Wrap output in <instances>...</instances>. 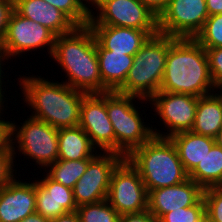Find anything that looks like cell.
<instances>
[{
  "mask_svg": "<svg viewBox=\"0 0 222 222\" xmlns=\"http://www.w3.org/2000/svg\"><path fill=\"white\" fill-rule=\"evenodd\" d=\"M58 146V160L93 158L98 153L97 148L80 126L59 129Z\"/></svg>",
  "mask_w": 222,
  "mask_h": 222,
  "instance_id": "603a6c76",
  "label": "cell"
},
{
  "mask_svg": "<svg viewBox=\"0 0 222 222\" xmlns=\"http://www.w3.org/2000/svg\"><path fill=\"white\" fill-rule=\"evenodd\" d=\"M159 91L198 97L217 91L206 51L194 38H176L169 46Z\"/></svg>",
  "mask_w": 222,
  "mask_h": 222,
  "instance_id": "3957f363",
  "label": "cell"
},
{
  "mask_svg": "<svg viewBox=\"0 0 222 222\" xmlns=\"http://www.w3.org/2000/svg\"><path fill=\"white\" fill-rule=\"evenodd\" d=\"M199 222H213L207 215H205Z\"/></svg>",
  "mask_w": 222,
  "mask_h": 222,
  "instance_id": "b9f144b4",
  "label": "cell"
},
{
  "mask_svg": "<svg viewBox=\"0 0 222 222\" xmlns=\"http://www.w3.org/2000/svg\"><path fill=\"white\" fill-rule=\"evenodd\" d=\"M51 222H81L76 211L67 212L51 220Z\"/></svg>",
  "mask_w": 222,
  "mask_h": 222,
  "instance_id": "f35d334b",
  "label": "cell"
},
{
  "mask_svg": "<svg viewBox=\"0 0 222 222\" xmlns=\"http://www.w3.org/2000/svg\"><path fill=\"white\" fill-rule=\"evenodd\" d=\"M56 35L40 23L21 16L15 9L12 11L5 36L1 42L9 59L28 51H37L47 47L49 58L52 54Z\"/></svg>",
  "mask_w": 222,
  "mask_h": 222,
  "instance_id": "8fae6325",
  "label": "cell"
},
{
  "mask_svg": "<svg viewBox=\"0 0 222 222\" xmlns=\"http://www.w3.org/2000/svg\"><path fill=\"white\" fill-rule=\"evenodd\" d=\"M198 96L159 91L150 100L155 115L167 132H160L155 127L152 129L154 136L170 138L172 135L191 131L198 104ZM154 107V108H153ZM157 114V115H156ZM164 133V134H163Z\"/></svg>",
  "mask_w": 222,
  "mask_h": 222,
  "instance_id": "30bf717a",
  "label": "cell"
},
{
  "mask_svg": "<svg viewBox=\"0 0 222 222\" xmlns=\"http://www.w3.org/2000/svg\"><path fill=\"white\" fill-rule=\"evenodd\" d=\"M14 162L12 151H0V189L17 175Z\"/></svg>",
  "mask_w": 222,
  "mask_h": 222,
  "instance_id": "1f68e13d",
  "label": "cell"
},
{
  "mask_svg": "<svg viewBox=\"0 0 222 222\" xmlns=\"http://www.w3.org/2000/svg\"><path fill=\"white\" fill-rule=\"evenodd\" d=\"M206 7L209 16L222 14V0H206Z\"/></svg>",
  "mask_w": 222,
  "mask_h": 222,
  "instance_id": "74e56055",
  "label": "cell"
},
{
  "mask_svg": "<svg viewBox=\"0 0 222 222\" xmlns=\"http://www.w3.org/2000/svg\"><path fill=\"white\" fill-rule=\"evenodd\" d=\"M145 6H147L157 17L167 7L170 0H140Z\"/></svg>",
  "mask_w": 222,
  "mask_h": 222,
  "instance_id": "8d00e7d4",
  "label": "cell"
},
{
  "mask_svg": "<svg viewBox=\"0 0 222 222\" xmlns=\"http://www.w3.org/2000/svg\"><path fill=\"white\" fill-rule=\"evenodd\" d=\"M14 9L21 16L48 28L56 36L69 33L76 27L63 12L43 0H14Z\"/></svg>",
  "mask_w": 222,
  "mask_h": 222,
  "instance_id": "d6986e66",
  "label": "cell"
},
{
  "mask_svg": "<svg viewBox=\"0 0 222 222\" xmlns=\"http://www.w3.org/2000/svg\"><path fill=\"white\" fill-rule=\"evenodd\" d=\"M17 178L0 189V222H20L36 212V180Z\"/></svg>",
  "mask_w": 222,
  "mask_h": 222,
  "instance_id": "2e32d148",
  "label": "cell"
},
{
  "mask_svg": "<svg viewBox=\"0 0 222 222\" xmlns=\"http://www.w3.org/2000/svg\"><path fill=\"white\" fill-rule=\"evenodd\" d=\"M135 98L143 104L149 103V100L117 91L106 92V109L114 131V152L124 158L154 136L152 126L145 125V118L142 119L138 111L140 108L135 106Z\"/></svg>",
  "mask_w": 222,
  "mask_h": 222,
  "instance_id": "8992f818",
  "label": "cell"
},
{
  "mask_svg": "<svg viewBox=\"0 0 222 222\" xmlns=\"http://www.w3.org/2000/svg\"><path fill=\"white\" fill-rule=\"evenodd\" d=\"M205 51L208 58L210 74L217 88L222 83V47L208 48L205 49Z\"/></svg>",
  "mask_w": 222,
  "mask_h": 222,
  "instance_id": "4dcf8cb0",
  "label": "cell"
},
{
  "mask_svg": "<svg viewBox=\"0 0 222 222\" xmlns=\"http://www.w3.org/2000/svg\"><path fill=\"white\" fill-rule=\"evenodd\" d=\"M175 39L160 33L151 36L133 56L125 82L116 91L150 100L161 88L168 49Z\"/></svg>",
  "mask_w": 222,
  "mask_h": 222,
  "instance_id": "5b68a950",
  "label": "cell"
},
{
  "mask_svg": "<svg viewBox=\"0 0 222 222\" xmlns=\"http://www.w3.org/2000/svg\"><path fill=\"white\" fill-rule=\"evenodd\" d=\"M96 50L103 84L110 91H116L125 82L133 56L103 49L97 42Z\"/></svg>",
  "mask_w": 222,
  "mask_h": 222,
  "instance_id": "44dd1931",
  "label": "cell"
},
{
  "mask_svg": "<svg viewBox=\"0 0 222 222\" xmlns=\"http://www.w3.org/2000/svg\"><path fill=\"white\" fill-rule=\"evenodd\" d=\"M100 153V154H99ZM124 159L115 152H98L73 188L77 207L107 199L113 170Z\"/></svg>",
  "mask_w": 222,
  "mask_h": 222,
  "instance_id": "4fadbf2b",
  "label": "cell"
},
{
  "mask_svg": "<svg viewBox=\"0 0 222 222\" xmlns=\"http://www.w3.org/2000/svg\"><path fill=\"white\" fill-rule=\"evenodd\" d=\"M96 42L103 48L134 56L151 35L145 30L111 25H89Z\"/></svg>",
  "mask_w": 222,
  "mask_h": 222,
  "instance_id": "ac0fdd59",
  "label": "cell"
},
{
  "mask_svg": "<svg viewBox=\"0 0 222 222\" xmlns=\"http://www.w3.org/2000/svg\"><path fill=\"white\" fill-rule=\"evenodd\" d=\"M189 178L203 189L222 186V147L215 143L208 155L189 174Z\"/></svg>",
  "mask_w": 222,
  "mask_h": 222,
  "instance_id": "cb8c5ba5",
  "label": "cell"
},
{
  "mask_svg": "<svg viewBox=\"0 0 222 222\" xmlns=\"http://www.w3.org/2000/svg\"><path fill=\"white\" fill-rule=\"evenodd\" d=\"M20 222H51V220L43 217L42 215L38 214L37 212H34L21 220Z\"/></svg>",
  "mask_w": 222,
  "mask_h": 222,
  "instance_id": "ab89813d",
  "label": "cell"
},
{
  "mask_svg": "<svg viewBox=\"0 0 222 222\" xmlns=\"http://www.w3.org/2000/svg\"><path fill=\"white\" fill-rule=\"evenodd\" d=\"M206 215L213 222H222V186L210 187L203 190Z\"/></svg>",
  "mask_w": 222,
  "mask_h": 222,
  "instance_id": "f546056e",
  "label": "cell"
},
{
  "mask_svg": "<svg viewBox=\"0 0 222 222\" xmlns=\"http://www.w3.org/2000/svg\"><path fill=\"white\" fill-rule=\"evenodd\" d=\"M90 5L97 14L91 9L88 25L134 28L151 36L159 33L157 15L140 0H91Z\"/></svg>",
  "mask_w": 222,
  "mask_h": 222,
  "instance_id": "ba28073f",
  "label": "cell"
},
{
  "mask_svg": "<svg viewBox=\"0 0 222 222\" xmlns=\"http://www.w3.org/2000/svg\"><path fill=\"white\" fill-rule=\"evenodd\" d=\"M208 17L206 0H170L158 16V31L175 38H195Z\"/></svg>",
  "mask_w": 222,
  "mask_h": 222,
  "instance_id": "7c38bea8",
  "label": "cell"
},
{
  "mask_svg": "<svg viewBox=\"0 0 222 222\" xmlns=\"http://www.w3.org/2000/svg\"><path fill=\"white\" fill-rule=\"evenodd\" d=\"M20 124L11 123V150L14 160L17 154L19 156L22 153L26 158L33 159L39 165L38 168L46 171V168L58 160L59 129L32 116Z\"/></svg>",
  "mask_w": 222,
  "mask_h": 222,
  "instance_id": "52a82bcc",
  "label": "cell"
},
{
  "mask_svg": "<svg viewBox=\"0 0 222 222\" xmlns=\"http://www.w3.org/2000/svg\"><path fill=\"white\" fill-rule=\"evenodd\" d=\"M91 159L57 160L47 168L45 173L53 180L73 189L76 182L85 173Z\"/></svg>",
  "mask_w": 222,
  "mask_h": 222,
  "instance_id": "d4e9b609",
  "label": "cell"
},
{
  "mask_svg": "<svg viewBox=\"0 0 222 222\" xmlns=\"http://www.w3.org/2000/svg\"><path fill=\"white\" fill-rule=\"evenodd\" d=\"M222 128V97L214 92L198 99L191 132L215 138Z\"/></svg>",
  "mask_w": 222,
  "mask_h": 222,
  "instance_id": "7402d4cb",
  "label": "cell"
},
{
  "mask_svg": "<svg viewBox=\"0 0 222 222\" xmlns=\"http://www.w3.org/2000/svg\"><path fill=\"white\" fill-rule=\"evenodd\" d=\"M206 215L203 197L193 206L165 213L158 222H199Z\"/></svg>",
  "mask_w": 222,
  "mask_h": 222,
  "instance_id": "f1b7e54d",
  "label": "cell"
},
{
  "mask_svg": "<svg viewBox=\"0 0 222 222\" xmlns=\"http://www.w3.org/2000/svg\"><path fill=\"white\" fill-rule=\"evenodd\" d=\"M18 84L22 100L32 111L33 118L45 121L56 129L77 127L83 91L74 89L64 81H49L40 76H21Z\"/></svg>",
  "mask_w": 222,
  "mask_h": 222,
  "instance_id": "6da1fadb",
  "label": "cell"
},
{
  "mask_svg": "<svg viewBox=\"0 0 222 222\" xmlns=\"http://www.w3.org/2000/svg\"><path fill=\"white\" fill-rule=\"evenodd\" d=\"M76 212L81 222H119L120 219V214L107 200L81 205Z\"/></svg>",
  "mask_w": 222,
  "mask_h": 222,
  "instance_id": "4316f807",
  "label": "cell"
},
{
  "mask_svg": "<svg viewBox=\"0 0 222 222\" xmlns=\"http://www.w3.org/2000/svg\"><path fill=\"white\" fill-rule=\"evenodd\" d=\"M217 89H218V90H219V89L221 90V91H220V90H219V91L217 90L216 92L222 97V83L217 87Z\"/></svg>",
  "mask_w": 222,
  "mask_h": 222,
  "instance_id": "7bdbcfd3",
  "label": "cell"
},
{
  "mask_svg": "<svg viewBox=\"0 0 222 222\" xmlns=\"http://www.w3.org/2000/svg\"><path fill=\"white\" fill-rule=\"evenodd\" d=\"M51 58L62 67L68 80L64 83L70 87L87 94L110 91L102 81L96 40L89 25L56 36Z\"/></svg>",
  "mask_w": 222,
  "mask_h": 222,
  "instance_id": "7a4b0ae2",
  "label": "cell"
},
{
  "mask_svg": "<svg viewBox=\"0 0 222 222\" xmlns=\"http://www.w3.org/2000/svg\"><path fill=\"white\" fill-rule=\"evenodd\" d=\"M49 5L58 8L76 26L88 25L91 16V0H43ZM84 2V3H83ZM86 2V3H85Z\"/></svg>",
  "mask_w": 222,
  "mask_h": 222,
  "instance_id": "484cf974",
  "label": "cell"
},
{
  "mask_svg": "<svg viewBox=\"0 0 222 222\" xmlns=\"http://www.w3.org/2000/svg\"><path fill=\"white\" fill-rule=\"evenodd\" d=\"M3 107V108H2ZM4 105L0 104V151H12L11 150V123L12 121H6L1 118Z\"/></svg>",
  "mask_w": 222,
  "mask_h": 222,
  "instance_id": "d6a6232c",
  "label": "cell"
},
{
  "mask_svg": "<svg viewBox=\"0 0 222 222\" xmlns=\"http://www.w3.org/2000/svg\"><path fill=\"white\" fill-rule=\"evenodd\" d=\"M203 190L190 178L170 187L150 190L148 211L158 221L167 212L195 205L203 197Z\"/></svg>",
  "mask_w": 222,
  "mask_h": 222,
  "instance_id": "9a60e30c",
  "label": "cell"
},
{
  "mask_svg": "<svg viewBox=\"0 0 222 222\" xmlns=\"http://www.w3.org/2000/svg\"><path fill=\"white\" fill-rule=\"evenodd\" d=\"M194 39L204 49L222 47V14L209 16Z\"/></svg>",
  "mask_w": 222,
  "mask_h": 222,
  "instance_id": "83f0119b",
  "label": "cell"
},
{
  "mask_svg": "<svg viewBox=\"0 0 222 222\" xmlns=\"http://www.w3.org/2000/svg\"><path fill=\"white\" fill-rule=\"evenodd\" d=\"M13 10L14 0H0V43L5 36L8 20Z\"/></svg>",
  "mask_w": 222,
  "mask_h": 222,
  "instance_id": "836d02e7",
  "label": "cell"
},
{
  "mask_svg": "<svg viewBox=\"0 0 222 222\" xmlns=\"http://www.w3.org/2000/svg\"><path fill=\"white\" fill-rule=\"evenodd\" d=\"M126 159L138 171L147 192L170 187L189 179L170 138L153 136Z\"/></svg>",
  "mask_w": 222,
  "mask_h": 222,
  "instance_id": "277c9868",
  "label": "cell"
},
{
  "mask_svg": "<svg viewBox=\"0 0 222 222\" xmlns=\"http://www.w3.org/2000/svg\"><path fill=\"white\" fill-rule=\"evenodd\" d=\"M119 222H158L147 210L138 213L120 215Z\"/></svg>",
  "mask_w": 222,
  "mask_h": 222,
  "instance_id": "e575fe53",
  "label": "cell"
},
{
  "mask_svg": "<svg viewBox=\"0 0 222 222\" xmlns=\"http://www.w3.org/2000/svg\"><path fill=\"white\" fill-rule=\"evenodd\" d=\"M78 126L99 152H114V131L106 109V92L84 96Z\"/></svg>",
  "mask_w": 222,
  "mask_h": 222,
  "instance_id": "5bb4252c",
  "label": "cell"
},
{
  "mask_svg": "<svg viewBox=\"0 0 222 222\" xmlns=\"http://www.w3.org/2000/svg\"><path fill=\"white\" fill-rule=\"evenodd\" d=\"M43 173V178L36 180V212L52 220L67 212L76 211L73 189Z\"/></svg>",
  "mask_w": 222,
  "mask_h": 222,
  "instance_id": "e0dca14e",
  "label": "cell"
},
{
  "mask_svg": "<svg viewBox=\"0 0 222 222\" xmlns=\"http://www.w3.org/2000/svg\"><path fill=\"white\" fill-rule=\"evenodd\" d=\"M170 139L175 144L179 159L188 174L208 155L215 144L214 138L191 131L174 134Z\"/></svg>",
  "mask_w": 222,
  "mask_h": 222,
  "instance_id": "ffe728a7",
  "label": "cell"
},
{
  "mask_svg": "<svg viewBox=\"0 0 222 222\" xmlns=\"http://www.w3.org/2000/svg\"><path fill=\"white\" fill-rule=\"evenodd\" d=\"M214 139H215V143L222 147V128L219 130V132L217 133Z\"/></svg>",
  "mask_w": 222,
  "mask_h": 222,
  "instance_id": "60d3db41",
  "label": "cell"
},
{
  "mask_svg": "<svg viewBox=\"0 0 222 222\" xmlns=\"http://www.w3.org/2000/svg\"><path fill=\"white\" fill-rule=\"evenodd\" d=\"M8 59H9V57H8V55H7V52L5 51V49H4V47L2 46V44L0 43V104H4L5 103V101H7V100H5L6 98L4 97V93L6 92L5 90L6 89H4L3 87H5L6 88V86H3L2 84H3V82L4 83H6L4 80H3V78L5 79V74H4V68H3V66L4 65H6V62H5V60H7V62H8ZM5 62V63H4ZM4 77H3V76ZM3 88V89H2ZM4 90V91H3Z\"/></svg>",
  "mask_w": 222,
  "mask_h": 222,
  "instance_id": "d590c367",
  "label": "cell"
},
{
  "mask_svg": "<svg viewBox=\"0 0 222 222\" xmlns=\"http://www.w3.org/2000/svg\"><path fill=\"white\" fill-rule=\"evenodd\" d=\"M106 200L120 215L148 210L146 187L126 158L112 172Z\"/></svg>",
  "mask_w": 222,
  "mask_h": 222,
  "instance_id": "9c48e42d",
  "label": "cell"
}]
</instances>
